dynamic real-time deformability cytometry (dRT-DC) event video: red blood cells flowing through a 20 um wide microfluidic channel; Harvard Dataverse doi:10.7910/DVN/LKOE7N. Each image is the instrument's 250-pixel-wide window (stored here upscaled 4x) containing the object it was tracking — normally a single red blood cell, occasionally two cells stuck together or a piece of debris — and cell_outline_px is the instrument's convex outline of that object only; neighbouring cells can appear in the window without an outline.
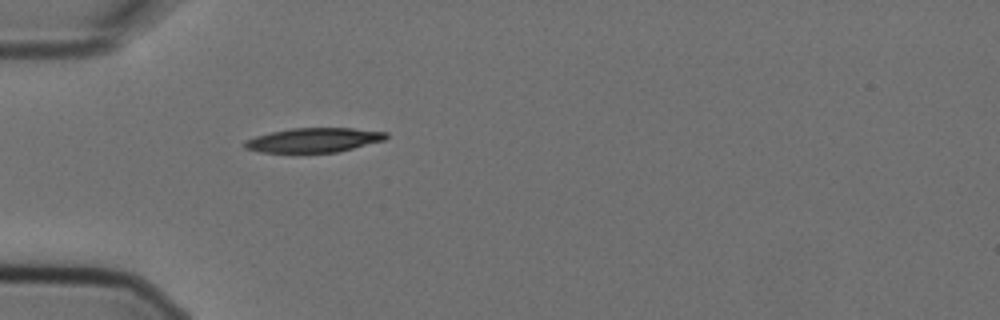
{"species": "Egyptian fruit bat (a non-hibernating species)", "species_latin": "Rousettus aegyptiacus", "temperature_condition": "cold", "stored_images_in_passage": 1, "camera_frame_rate_fps": 3000, "um_per_image_px": 0.085, "animal": {"sex": "female"}, "frame": {"image": 1, "passage_image": 1, "time_ms": 0.0, "image_size_px": [1000, 320], "cell_outline_px": [[388, 136], [384, 140], [336, 152], [260, 152], [244, 148], [244, 140], [256, 136], [272, 132], [292, 128], [352, 128], [388, 132]], "centroid_in_image_um": [26.66, 11.9], "position_along_channel_um": 58.3, "area_um2": 19.88}}